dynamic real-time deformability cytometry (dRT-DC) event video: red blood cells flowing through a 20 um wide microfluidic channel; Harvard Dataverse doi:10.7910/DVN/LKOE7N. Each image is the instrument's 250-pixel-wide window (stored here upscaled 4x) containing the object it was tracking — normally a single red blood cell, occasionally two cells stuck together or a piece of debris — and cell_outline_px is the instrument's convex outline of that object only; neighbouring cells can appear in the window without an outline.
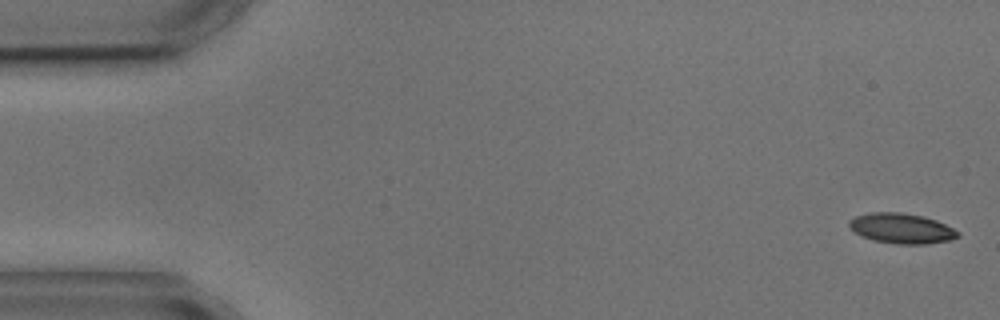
{"species": "common noctule bat (a hibernating species)", "species_latin": "Nyctalus noctula", "temperature_condition": "cold", "stored_images_in_passage": 5, "camera_frame_rate_fps": 3000, "um_per_image_px": 0.085, "animal": {"sex": "male", "body_mass_g": 17.9, "forearm_length_mm": 54.2}, "frame": {"image": 1, "passage_image": 1, "time_ms": 0.0, "image_size_px": [1000, 320], "cell_outline_px": [[960, 236], [948, 240], [924, 244], [896, 244], [872, 240], [856, 232], [848, 224], [856, 216], [872, 212], [900, 212], [924, 216], [936, 220], [960, 232]], "centroid_in_image_um": [76.67, 19.41], "position_along_channel_um": 8.3, "area_um2": 18.84}}
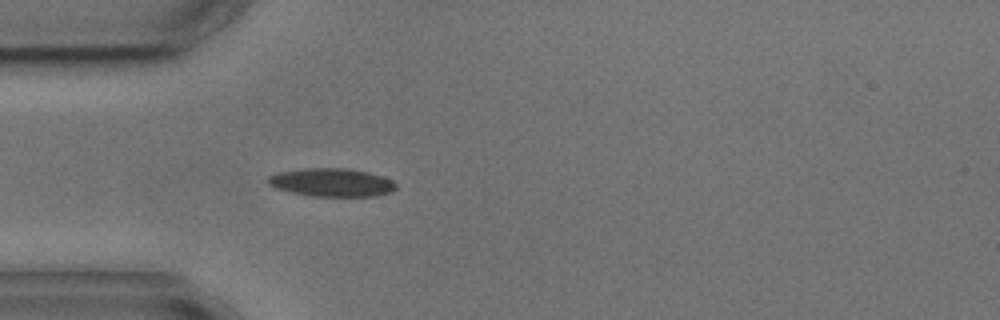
{"frame": {"image": 2, "passage_image": 5, "time_ms": 4.667, "image_size_px": [1000, 320], "cell_outline_px": [[396, 188], [392, 192], [376, 196], [312, 196], [292, 192], [276, 188], [268, 184], [268, 176], [276, 172], [304, 168], [348, 168], [368, 172], [384, 176], [392, 180], [396, 184]], "centroid_in_image_um": [28.21, 15.5], "position_along_channel_um": 56.8, "area_um2": 21.21}}